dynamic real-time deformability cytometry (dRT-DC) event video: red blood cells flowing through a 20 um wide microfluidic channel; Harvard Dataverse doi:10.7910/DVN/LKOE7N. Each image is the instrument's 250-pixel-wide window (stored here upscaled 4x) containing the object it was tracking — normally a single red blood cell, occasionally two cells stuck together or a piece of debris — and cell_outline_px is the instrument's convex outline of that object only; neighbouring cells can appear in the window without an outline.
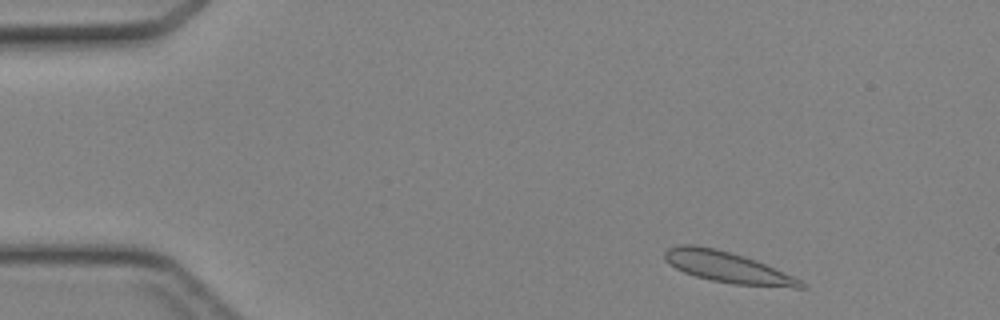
{"species": "Egyptian fruit bat (a non-hibernating species)", "species_latin": "Rousettus aegyptiacus", "temperature_condition": "cold", "stored_images_in_passage": 22, "camera_frame_rate_fps": 3000, "um_per_image_px": 0.085, "animal": {"sex": "female"}, "frame": {"image": 1, "passage_image": 1, "time_ms": 0.0, "image_size_px": [1000, 320], "cell_outline_px": [[808, 288], [796, 288], [732, 284], [712, 280], [696, 276], [684, 272], [676, 268], [664, 260], [664, 252], [668, 248], [680, 244], [692, 244], [716, 248], [744, 256], [756, 260], [792, 276], [800, 280]], "centroid_in_image_um": [61.81, 22.71], "position_along_channel_um": 23.2, "area_um2": 24.45}}
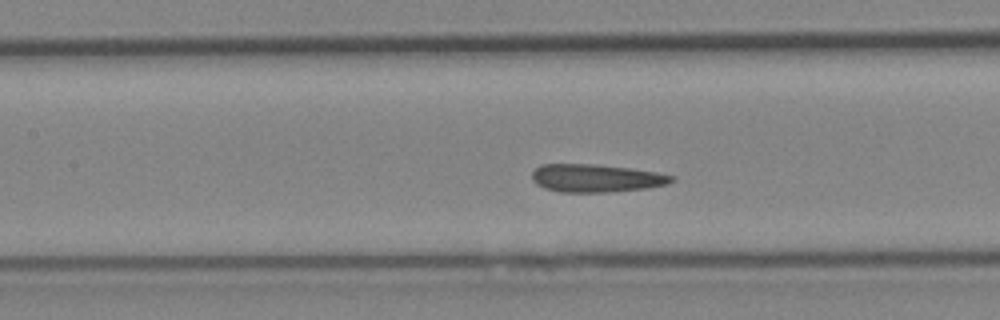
{"frame": {"image": 2, "passage_image": 16, "time_ms": 5.0, "image_size_px": [1000, 320], "cell_outline_px": [[676, 180], [668, 184], [648, 188], [604, 192], [560, 192], [544, 188], [536, 184], [532, 180], [532, 172], [540, 164], [596, 164], [632, 168], [656, 172], [676, 176]], "centroid_in_image_um": [50.69, 15.14], "position_along_channel_um": 156.7, "area_um2": 22.95}}
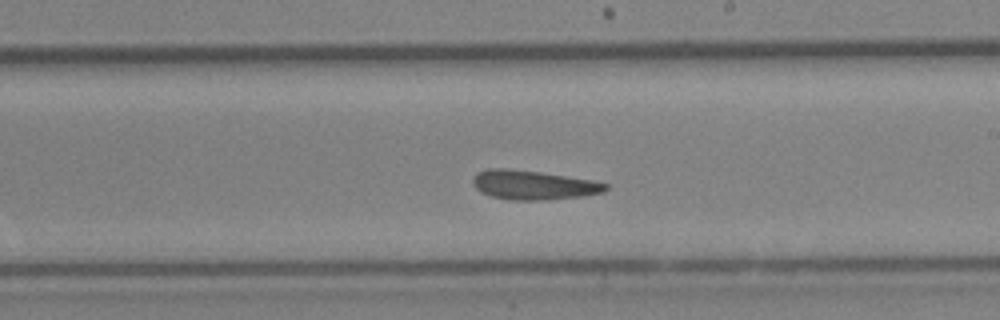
{"frame": {"image": 3, "passage_image": 22, "time_ms": 7.0, "image_size_px": [1000, 320], "cell_outline_px": [[608, 188], [604, 192], [584, 196], [544, 200], [508, 200], [492, 196], [480, 192], [472, 184], [472, 176], [476, 172], [488, 168], [504, 168], [540, 172], [592, 180], [608, 184]], "centroid_in_image_um": [45.29, 15.72], "position_along_channel_um": 243.7, "area_um2": 22.77}}